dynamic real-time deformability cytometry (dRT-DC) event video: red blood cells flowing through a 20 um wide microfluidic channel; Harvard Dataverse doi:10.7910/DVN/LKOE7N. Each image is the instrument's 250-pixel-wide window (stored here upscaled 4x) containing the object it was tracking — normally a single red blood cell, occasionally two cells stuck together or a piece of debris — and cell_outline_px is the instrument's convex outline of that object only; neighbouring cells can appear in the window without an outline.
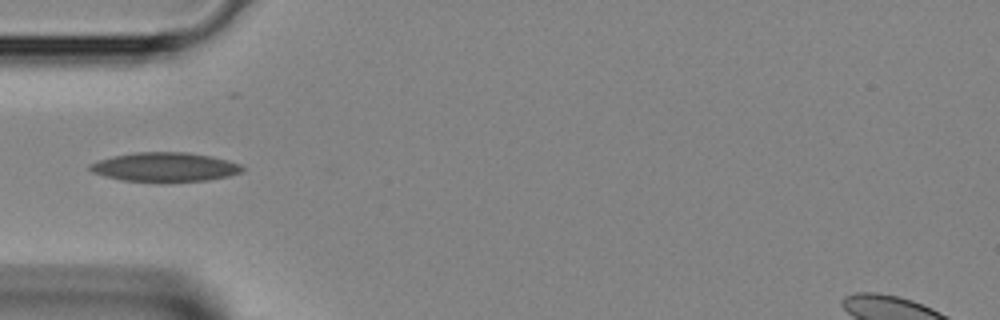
{"species": "Egyptian fruit bat (a non-hibernating species)", "species_latin": "Rousettus aegyptiacus", "temperature_condition": "room temperature", "stored_images_in_passage": 10, "camera_frame_rate_fps": 3000, "um_per_image_px": 0.085, "animal": {"sex": "female"}, "frame": {"image": 1, "passage_image": 4, "time_ms": 1.0, "image_size_px": [1000, 320], "cell_outline_px": [[244, 172], [228, 176], [208, 180], [124, 180], [104, 176], [92, 172], [88, 168], [88, 164], [112, 156], [136, 152], [188, 152], [212, 156], [240, 164], [244, 168]], "centroid_in_image_um": [14.02, 14.17], "position_along_channel_um": 71.0, "area_um2": 25.37}}
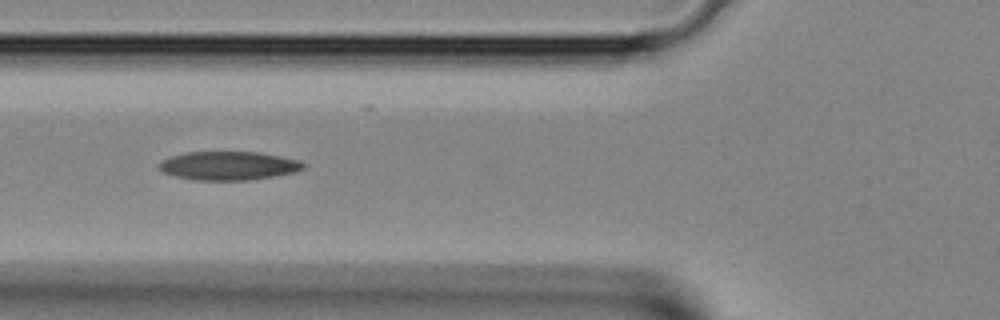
{"frame": {"image": 2, "passage_image": 6, "time_ms": 1.667, "image_size_px": [1000, 320], "cell_outline_px": [[308, 164], [304, 168], [296, 172], [248, 180], [196, 180], [176, 176], [164, 172], [160, 168], [160, 164], [164, 160], [172, 156], [188, 152], [256, 152], [280, 156], [300, 160]], "centroid_in_image_um": [19.5, 14.08], "position_along_channel_um": 106.3, "area_um2": 23.81}}